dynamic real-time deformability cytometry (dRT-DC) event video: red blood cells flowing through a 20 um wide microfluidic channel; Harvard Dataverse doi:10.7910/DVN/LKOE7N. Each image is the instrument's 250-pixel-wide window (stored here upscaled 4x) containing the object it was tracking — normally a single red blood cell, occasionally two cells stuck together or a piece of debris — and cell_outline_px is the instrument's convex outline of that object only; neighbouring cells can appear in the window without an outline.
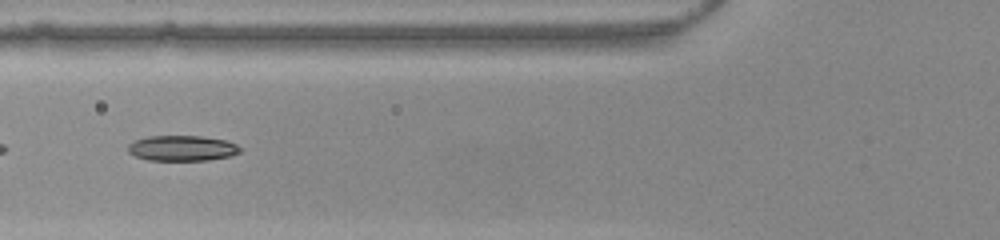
{"species": "common noctule bat (a hibernating species)", "species_latin": "Nyctalus noctula", "temperature_condition": "warm", "stored_images_in_passage": 39, "camera_frame_rate_fps": 3000, "um_per_image_px": 0.085, "animal": {"sex": "female", "body_mass_g": 22.0, "forearm_length_mm": 56.7}, "frame": {"image": 1, "passage_image": 6, "time_ms": 1.667, "image_size_px": [1000, 240], "cell_outline_px": [[240, 152], [228, 156], [208, 160], [148, 160], [136, 156], [128, 152], [128, 144], [136, 140], [148, 136], [200, 136], [224, 140], [236, 144], [240, 148]], "centroid_in_image_um": [15.45, 12.59], "position_along_channel_um": 110.3, "area_um2": 16.42}}
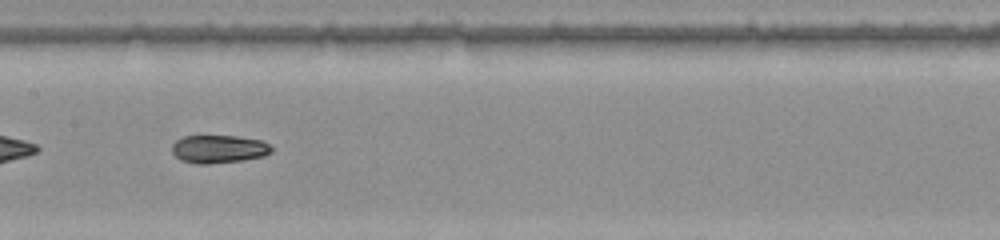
{"frame": {"image": 2, "passage_image": 12, "time_ms": 3.667, "image_size_px": [1000, 240], "cell_outline_px": [[272, 152], [264, 156], [244, 160], [208, 164], [196, 164], [180, 160], [172, 152], [172, 144], [176, 140], [184, 136], [236, 136], [260, 140], [268, 144], [272, 148]], "centroid_in_image_um": [18.58, 12.67], "position_along_channel_um": 188.8, "area_um2": 16.3}, "authors_computed_cell_mechanics": {"area_um2": 16.8776, "velocity_mm_per_s": 3.922, "shape_relaxation_time_tau1_ms": 11.3025, "shape_relaxation_time_tau2_ms": 1.8264, "deformation_change_tau1": 0.381, "deformation_change_tau2": 0.0614}}